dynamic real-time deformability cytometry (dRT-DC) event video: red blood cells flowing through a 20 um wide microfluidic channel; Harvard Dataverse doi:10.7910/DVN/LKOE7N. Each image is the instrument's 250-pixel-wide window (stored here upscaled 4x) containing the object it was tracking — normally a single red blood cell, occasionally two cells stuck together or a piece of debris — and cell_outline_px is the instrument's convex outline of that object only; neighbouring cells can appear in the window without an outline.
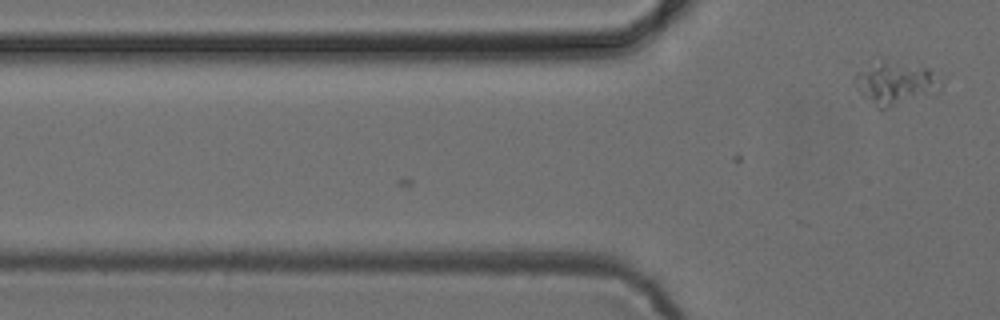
{"species": "common noctule bat (a hibernating species)", "species_latin": "Nyctalus noctula", "temperature_condition": "cold", "stored_images_in_passage": 4, "camera_frame_rate_fps": 3000, "um_per_image_px": 0.085, "animal": {"sex": "female", "body_mass_g": 24.6, "forearm_length_mm": 56.2}, "frame": {"image": 1, "passage_image": 4, "time_ms": 1.0, "image_size_px": [1000, 320], "cell_outline_px": [[940, 92], [884, 108], [876, 108], [860, 96], [852, 84], [852, 80], [856, 72], [868, 64], [884, 60], [928, 68], [932, 72], [940, 88]], "centroid_in_image_um": [75.97, 7.08], "position_along_channel_um": 49.8, "area_um2": 21.44}}